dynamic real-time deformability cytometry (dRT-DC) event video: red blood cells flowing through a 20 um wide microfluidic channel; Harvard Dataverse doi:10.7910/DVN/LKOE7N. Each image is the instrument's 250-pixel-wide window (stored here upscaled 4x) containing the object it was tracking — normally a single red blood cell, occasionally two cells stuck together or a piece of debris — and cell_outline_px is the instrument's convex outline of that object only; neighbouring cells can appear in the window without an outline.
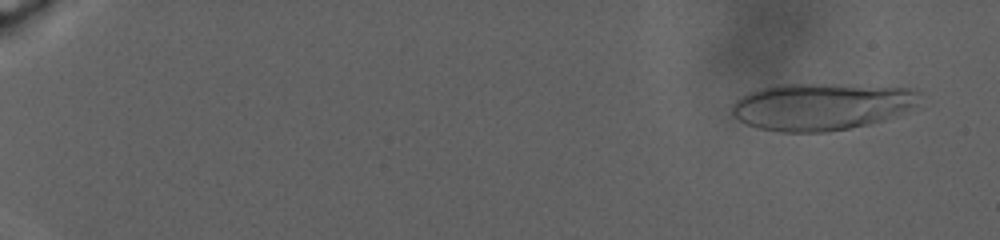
{"species": "human", "species_latin": "Homo sapiens", "temperature_condition": "warm", "stored_images_in_passage": 107, "camera_frame_rate_fps": 3000, "um_per_image_px": 0.085, "donor": {"sex": "male"}, "frame": {"image": 1, "passage_image": 6, "time_ms": 1.667, "image_size_px": [1000, 240], "cell_outline_px": [[920, 92], [912, 104], [884, 120], [868, 124], [848, 128], [824, 132], [780, 132], [760, 128], [748, 124], [732, 116], [732, 104], [736, 100], [748, 92], [760, 88], [776, 84], [836, 84], [908, 88]], "centroid_in_image_um": [69.69, 9.04], "position_along_channel_um": 15.3, "area_um2": 50.75}}
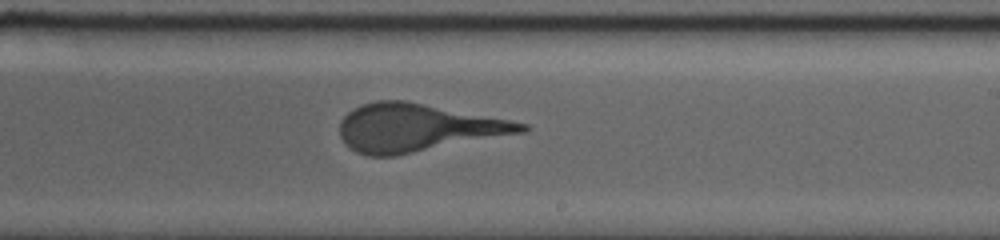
{"frame": {"image": 2, "passage_image": 70, "time_ms": 21.0, "image_size_px": [1000, 240], "cell_outline_px": [[532, 128], [528, 132], [396, 156], [368, 156], [356, 152], [348, 148], [340, 136], [340, 120], [348, 112], [364, 104], [376, 100], [404, 100], [508, 120], [528, 124]], "centroid_in_image_um": [35.48, 10.88], "position_along_channel_um": 253.5, "area_um2": 50.69}}
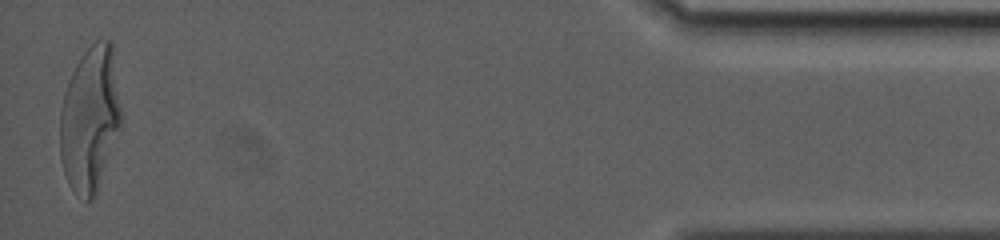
{"frame": {"image": 3, "passage_image": 106, "time_ms": 31.667, "image_size_px": [1000, 240], "cell_outline_px": [[120, 128], [96, 196], [92, 200], [88, 200], [72, 188], [68, 184], [60, 160], [60, 112], [64, 92], [68, 80], [80, 56], [96, 40], [108, 40], [112, 44], [120, 108]], "centroid_in_image_um": [7.63, 10.12], "position_along_channel_um": 427.6, "area_um2": 51.38}}